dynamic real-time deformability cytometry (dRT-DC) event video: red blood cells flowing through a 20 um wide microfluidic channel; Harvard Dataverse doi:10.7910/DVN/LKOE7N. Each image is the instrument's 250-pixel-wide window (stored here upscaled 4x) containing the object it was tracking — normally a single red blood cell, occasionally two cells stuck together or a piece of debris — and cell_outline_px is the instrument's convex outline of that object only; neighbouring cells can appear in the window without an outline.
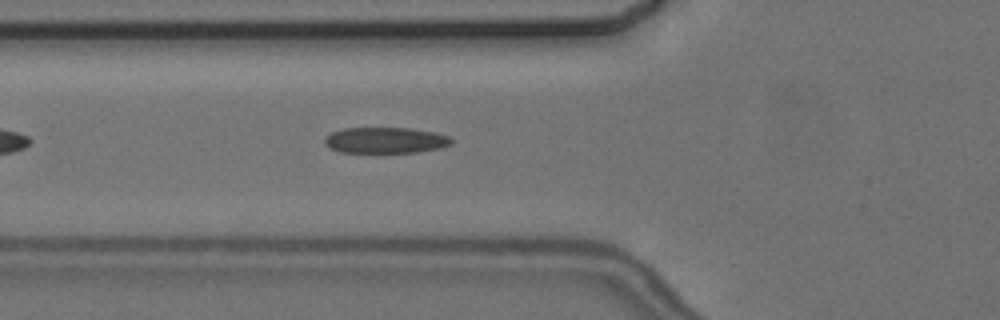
{"species": "common noctule bat (a hibernating species)", "species_latin": "Nyctalus noctula", "temperature_condition": "cold", "stored_images_in_passage": 3, "camera_frame_rate_fps": 3000, "um_per_image_px": 0.085, "animal": {"sex": "female", "body_mass_g": 24.6, "forearm_length_mm": 56.2}, "frame": {"image": 1, "passage_image": 3, "time_ms": 2.333, "image_size_px": [1000, 320], "cell_outline_px": [[452, 144], [440, 148], [416, 152], [340, 152], [328, 148], [324, 144], [324, 140], [332, 132], [344, 128], [412, 128], [432, 132], [448, 136], [452, 140]], "centroid_in_image_um": [32.74, 11.92], "position_along_channel_um": 93.1, "area_um2": 19.07}}